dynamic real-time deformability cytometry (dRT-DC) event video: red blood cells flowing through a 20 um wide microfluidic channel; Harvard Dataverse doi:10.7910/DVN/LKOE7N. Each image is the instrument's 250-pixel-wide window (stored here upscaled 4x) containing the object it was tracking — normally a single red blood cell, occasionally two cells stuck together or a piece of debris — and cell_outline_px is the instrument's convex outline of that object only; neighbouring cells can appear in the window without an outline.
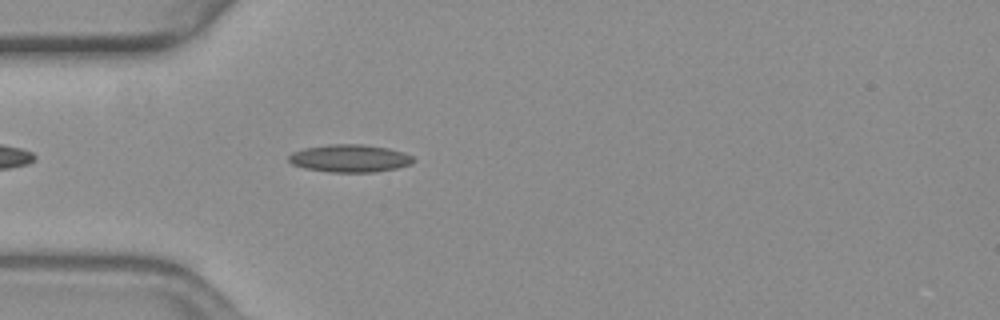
{"species": "common noctule bat (a hibernating species)", "species_latin": "Nyctalus noctula", "temperature_condition": "warm", "stored_images_in_passage": 39, "camera_frame_rate_fps": 3000, "um_per_image_px": 0.085, "animal": {"sex": "female", "body_mass_g": 19.3, "forearm_length_mm": 54.1}, "frame": {"image": 1, "passage_image": 5, "time_ms": 1.333, "image_size_px": [1000, 320], "cell_outline_px": [[416, 160], [412, 164], [396, 168], [372, 172], [328, 172], [304, 168], [292, 164], [288, 160], [288, 156], [292, 152], [304, 148], [328, 144], [364, 144], [388, 148], [404, 152], [412, 156]], "centroid_in_image_um": [29.73, 13.45], "position_along_channel_um": 55.3, "area_um2": 20.23}}
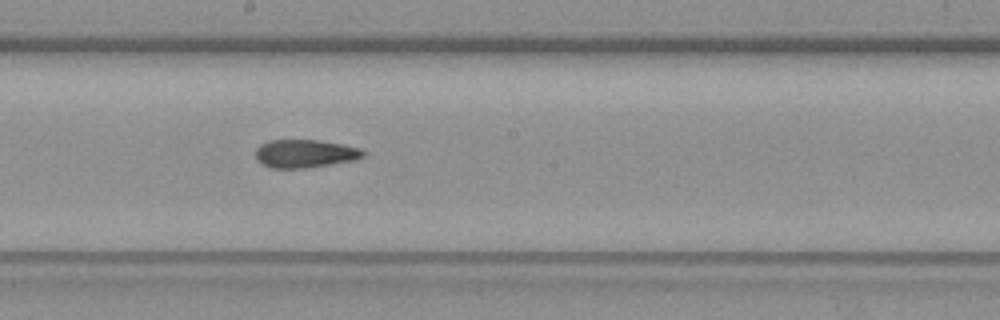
{"frame": {"image": 2, "passage_image": 19, "time_ms": 6.0, "image_size_px": [1000, 320], "cell_outline_px": [[364, 156], [352, 160], [304, 168], [268, 168], [260, 164], [256, 160], [256, 148], [260, 144], [268, 140], [316, 140], [340, 144], [360, 148], [364, 152]], "centroid_in_image_um": [25.83, 13.06], "position_along_channel_um": 222.4, "area_um2": 17.51}}
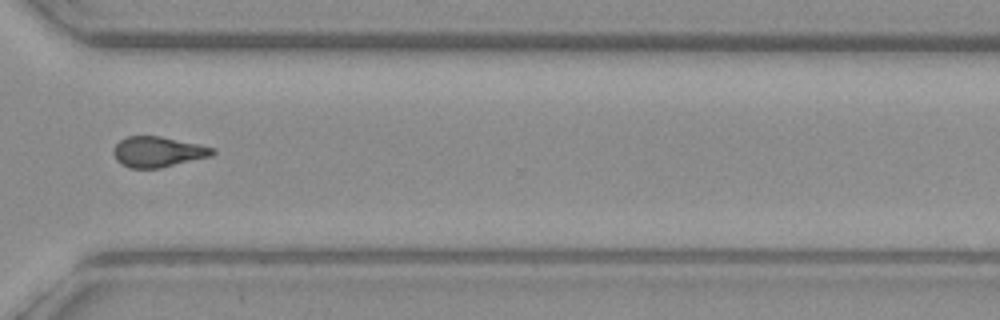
{"frame": {"image": 3, "passage_image": 30, "time_ms": 9.667, "image_size_px": [1000, 320], "cell_outline_px": [[216, 152], [212, 156], [160, 168], [128, 168], [120, 164], [116, 160], [112, 152], [116, 144], [120, 140], [128, 136], [160, 136], [200, 144], [216, 148]], "centroid_in_image_um": [13.43, 12.91], "position_along_channel_um": 357.2, "area_um2": 17.8}, "authors_computed_cell_mechanics": {"area_um2": 18.0336, "velocity_mm_per_s": 3.6803, "shape_relaxation_time_tau1_ms": null, "shape_relaxation_time_tau2_ms": 2.7237, "deformation_change_tau1": null, "deformation_change_tau2": 0.1142}}